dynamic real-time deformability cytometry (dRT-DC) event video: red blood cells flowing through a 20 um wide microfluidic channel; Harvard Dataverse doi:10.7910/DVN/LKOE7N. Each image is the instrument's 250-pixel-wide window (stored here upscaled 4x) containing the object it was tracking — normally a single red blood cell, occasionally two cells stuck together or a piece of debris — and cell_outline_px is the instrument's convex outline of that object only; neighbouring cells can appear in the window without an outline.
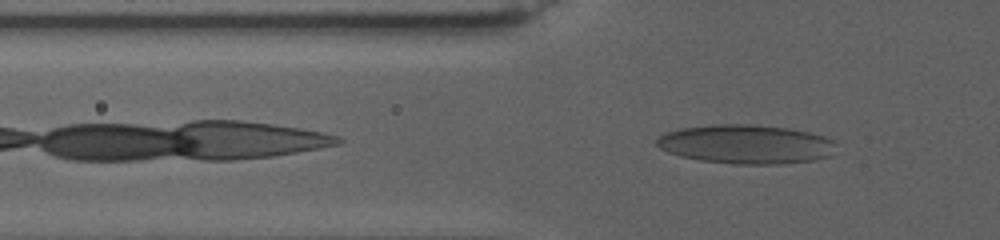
{"species": "human", "species_latin": "Homo sapiens", "temperature_condition": "warm", "stored_images_in_passage": 52, "camera_frame_rate_fps": 3000, "um_per_image_px": 0.085, "donor": {"sex": "female"}, "frame": {"image": 1, "passage_image": 4, "time_ms": 1.333, "image_size_px": [1000, 240], "cell_outline_px": [[836, 144], [828, 156], [812, 160], [780, 164], [732, 164], [700, 160], [680, 156], [668, 152], [660, 148], [656, 144], [656, 140], [664, 132], [680, 128], [712, 124], [752, 124], [788, 128], [808, 132], [824, 136], [832, 140]], "centroid_in_image_um": [63.36, 12.25], "position_along_channel_um": 62.4, "area_um2": 40.81}}
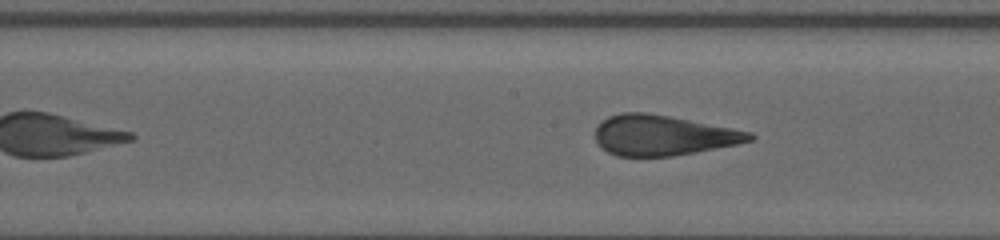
{"frame": {"image": 2, "passage_image": 19, "time_ms": 6.667, "image_size_px": [1000, 240], "cell_outline_px": [[756, 136], [752, 140], [736, 144], [696, 152], [672, 156], [616, 156], [600, 148], [596, 140], [596, 128], [600, 120], [608, 116], [620, 112], [644, 112], [668, 116], [752, 132]], "centroid_in_image_um": [56.3, 11.5], "position_along_channel_um": 191.9, "area_um2": 36.13}}
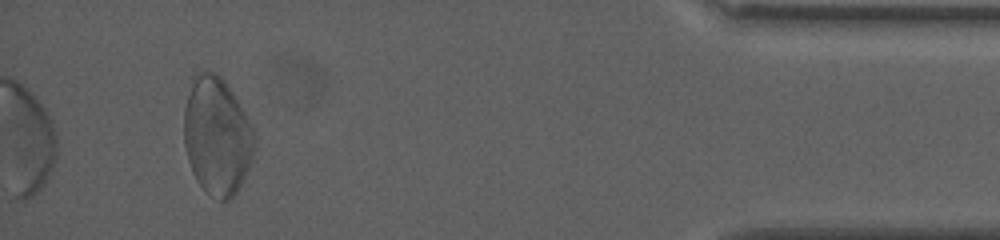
{"frame": {"image": 3, "passage_image": 46, "time_ms": 17.333, "image_size_px": [1000, 240], "cell_outline_px": [[252, 152], [248, 168], [236, 192], [228, 200], [220, 200], [204, 192], [196, 180], [192, 172], [188, 160], [184, 144], [184, 108], [196, 72], [216, 72], [224, 80], [236, 96], [252, 128]], "centroid_in_image_um": [18.4, 11.57], "position_along_channel_um": 416.8, "area_um2": 47.63}}